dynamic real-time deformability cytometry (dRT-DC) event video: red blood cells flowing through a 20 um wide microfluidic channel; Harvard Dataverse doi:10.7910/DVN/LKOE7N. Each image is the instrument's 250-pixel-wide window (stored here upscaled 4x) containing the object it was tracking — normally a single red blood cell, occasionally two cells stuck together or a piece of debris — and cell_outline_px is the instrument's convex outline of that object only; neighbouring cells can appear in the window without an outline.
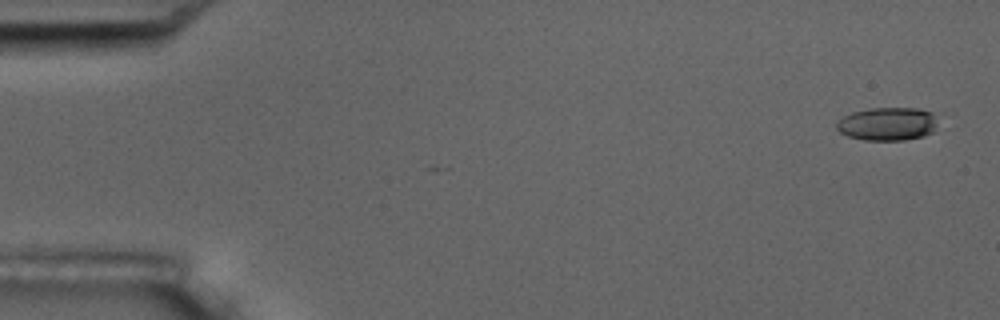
{"species": "common noctule bat (a hibernating species)", "species_latin": "Nyctalus noctula", "temperature_condition": "room temperature", "stored_images_in_passage": 6, "camera_frame_rate_fps": 3000, "um_per_image_px": 0.085, "animal": {"sex": "male", "body_mass_g": 17.5, "forearm_length_mm": 52.3}, "frame": {"image": 1, "passage_image": 1, "time_ms": 0.0, "image_size_px": [1000, 320], "cell_outline_px": [[936, 124], [932, 132], [924, 136], [904, 140], [864, 140], [848, 136], [840, 132], [836, 128], [836, 120], [852, 112], [868, 108], [920, 108], [932, 112]], "centroid_in_image_um": [75.4, 10.53], "position_along_channel_um": 9.6, "area_um2": 19.65}}